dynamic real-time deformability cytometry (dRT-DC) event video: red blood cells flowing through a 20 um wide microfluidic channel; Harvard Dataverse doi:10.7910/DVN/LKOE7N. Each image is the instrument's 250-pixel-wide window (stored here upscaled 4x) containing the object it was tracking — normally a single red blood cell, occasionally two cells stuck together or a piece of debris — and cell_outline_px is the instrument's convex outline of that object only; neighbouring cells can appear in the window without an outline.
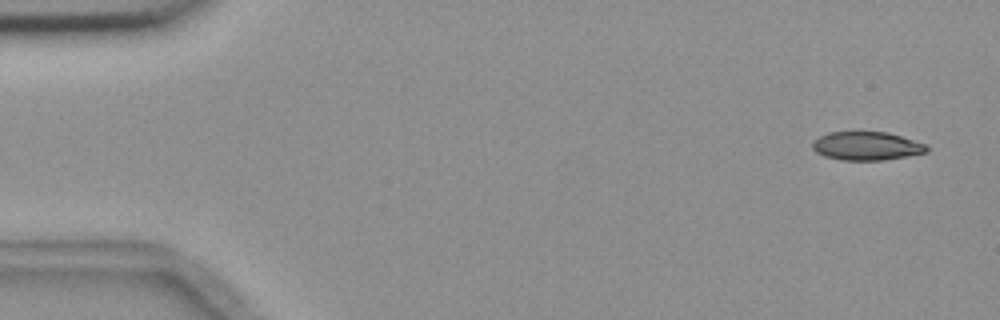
{"species": "common noctule bat (a hibernating species)", "species_latin": "Nyctalus noctula", "temperature_condition": "room temperature", "stored_images_in_passage": 5, "segment_of_instrument_passage": [2, 2], "camera_frame_rate_fps": 3000, "um_per_image_px": 0.085, "animal": {"sex": "female", "body_mass_g": 18.4}, "frame": {"image": 1, "passage_image": 5, "time_ms": 6.0, "image_size_px": [1000, 320], "cell_outline_px": [[928, 152], [908, 156], [884, 160], [840, 160], [824, 156], [816, 152], [812, 148], [812, 140], [828, 132], [856, 128], [888, 132], [928, 144]], "centroid_in_image_um": [73.64, 12.35], "position_along_channel_um": 11.4, "area_um2": 20.06}}